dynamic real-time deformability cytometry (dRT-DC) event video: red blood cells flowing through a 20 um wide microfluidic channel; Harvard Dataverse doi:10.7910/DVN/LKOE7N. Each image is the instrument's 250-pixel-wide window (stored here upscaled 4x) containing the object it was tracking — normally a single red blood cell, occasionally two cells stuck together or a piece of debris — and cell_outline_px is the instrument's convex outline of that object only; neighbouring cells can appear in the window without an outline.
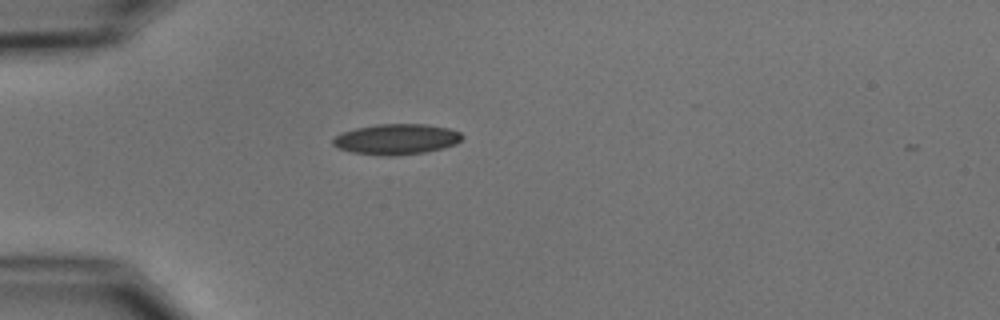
{"species": "common noctule bat (a hibernating species)", "species_latin": "Nyctalus noctula", "temperature_condition": "cold", "stored_images_in_passage": 2, "camera_frame_rate_fps": 3000, "um_per_image_px": 0.085, "animal": {"sex": "male", "body_mass_g": 15.6}, "frame": {"image": 1, "passage_image": 1, "time_ms": 0.0, "image_size_px": [1000, 320], "cell_outline_px": [[464, 136], [456, 144], [444, 148], [424, 152], [392, 156], [380, 156], [352, 152], [340, 148], [332, 144], [332, 140], [336, 136], [344, 132], [356, 128], [376, 124], [424, 124], [448, 128], [460, 132]], "centroid_in_image_um": [33.71, 11.83], "position_along_channel_um": 51.3, "area_um2": 22.95}}